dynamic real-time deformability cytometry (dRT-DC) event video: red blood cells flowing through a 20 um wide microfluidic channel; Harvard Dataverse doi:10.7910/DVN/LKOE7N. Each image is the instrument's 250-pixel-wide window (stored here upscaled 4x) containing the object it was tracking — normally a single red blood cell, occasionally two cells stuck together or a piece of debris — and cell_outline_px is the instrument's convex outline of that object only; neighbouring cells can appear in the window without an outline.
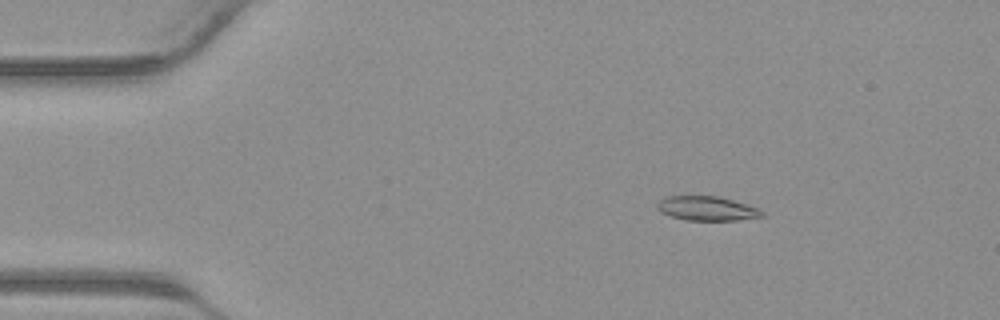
{"species": "common noctule bat (a hibernating species)", "species_latin": "Nyctalus noctula", "temperature_condition": "warm", "stored_images_in_passage": 42, "camera_frame_rate_fps": 3000, "um_per_image_px": 0.085, "animal": {"sex": "male", "body_mass_g": 23.1, "forearm_length_mm": 52.7}, "frame": {"image": 1, "passage_image": 7, "time_ms": 2.0, "image_size_px": [1000, 320], "cell_outline_px": [[764, 216], [736, 220], [684, 220], [660, 212], [656, 208], [656, 204], [664, 196], [720, 196], [756, 208], [764, 212]], "centroid_in_image_um": [60.03, 17.71], "position_along_channel_um": 25.0, "area_um2": 14.74}}
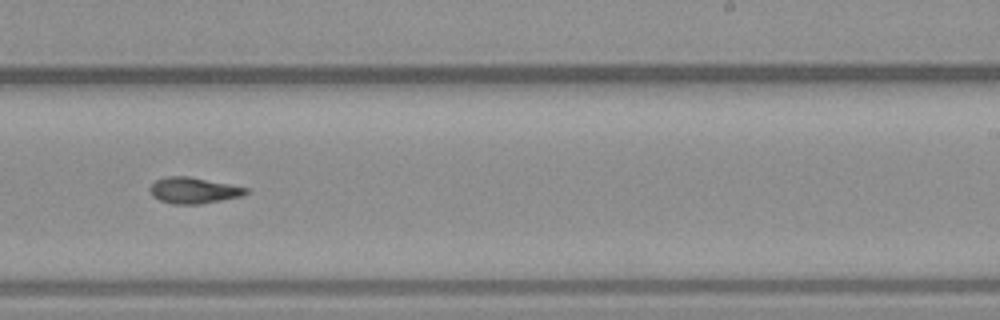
{"frame": {"image": 2, "passage_image": 26, "time_ms": 8.333, "image_size_px": [1000, 320], "cell_outline_px": [[248, 192], [244, 196], [200, 204], [172, 204], [160, 200], [152, 196], [148, 188], [156, 180], [164, 176], [188, 176], [248, 188]], "centroid_in_image_um": [16.43, 16.19], "position_along_channel_um": 272.6, "area_um2": 14.62}}
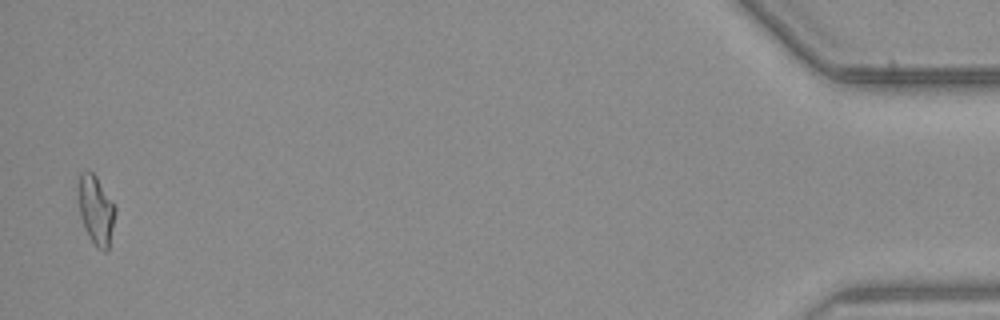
{"frame": {"image": 3, "passage_image": 41, "time_ms": 13.333, "image_size_px": [1000, 320], "cell_outline_px": [[116, 212], [108, 248], [104, 252], [96, 248], [88, 236], [80, 216], [76, 188], [80, 172], [92, 172], [96, 176], [116, 208]], "centroid_in_image_um": [8.12, 17.85], "position_along_channel_um": 427.1, "area_um2": 14.97}}